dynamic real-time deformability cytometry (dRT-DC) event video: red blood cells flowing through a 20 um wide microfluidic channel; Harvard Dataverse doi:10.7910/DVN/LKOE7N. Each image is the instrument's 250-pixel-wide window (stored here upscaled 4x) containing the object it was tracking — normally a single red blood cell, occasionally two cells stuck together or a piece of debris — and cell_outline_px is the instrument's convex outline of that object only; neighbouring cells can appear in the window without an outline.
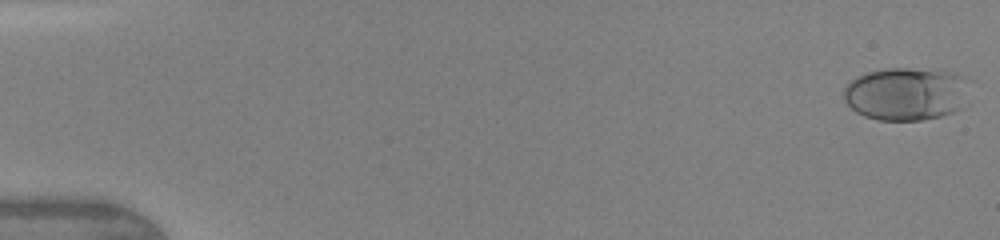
{"species": "human", "species_latin": "Homo sapiens", "temperature_condition": "warm", "stored_images_in_passage": 47, "camera_frame_rate_fps": 3000, "um_per_image_px": 0.085, "donor": {"sex": "female"}, "frame": {"image": 1, "passage_image": 1, "time_ms": 0.0, "image_size_px": [1000, 240], "cell_outline_px": [[976, 80], [960, 108], [952, 112], [940, 116], [920, 120], [876, 120], [864, 116], [856, 112], [844, 100], [844, 84], [848, 80], [856, 76], [868, 72], [884, 68], [940, 68], [956, 72]], "centroid_in_image_um": [77.11, 7.92], "position_along_channel_um": 7.9, "area_um2": 40.34}}
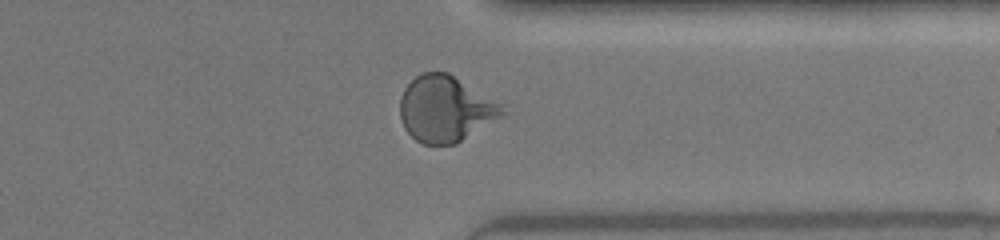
{"frame": {"image": 2, "passage_image": 37, "time_ms": 12.0, "image_size_px": [1000, 240], "cell_outline_px": [[504, 116], [456, 144], [424, 144], [416, 140], [404, 128], [400, 116], [400, 96], [404, 88], [420, 72], [448, 72], [504, 104]], "centroid_in_image_um": [37.89, 9.25], "position_along_channel_um": 373.5, "area_um2": 39.65}}
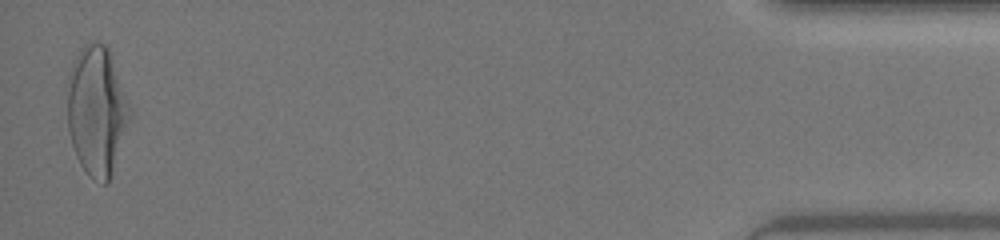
{"frame": {"image": 3, "passage_image": 46, "time_ms": 15.0, "image_size_px": [1000, 240], "cell_outline_px": [[132, 116], [108, 180], [104, 184], [92, 176], [80, 164], [76, 156], [72, 144], [68, 128], [64, 84], [68, 72], [80, 48], [84, 44], [96, 40], [104, 44], [108, 48], [132, 112]], "centroid_in_image_um": [8.17, 9.32], "position_along_channel_um": 427.0, "area_um2": 47.16}}